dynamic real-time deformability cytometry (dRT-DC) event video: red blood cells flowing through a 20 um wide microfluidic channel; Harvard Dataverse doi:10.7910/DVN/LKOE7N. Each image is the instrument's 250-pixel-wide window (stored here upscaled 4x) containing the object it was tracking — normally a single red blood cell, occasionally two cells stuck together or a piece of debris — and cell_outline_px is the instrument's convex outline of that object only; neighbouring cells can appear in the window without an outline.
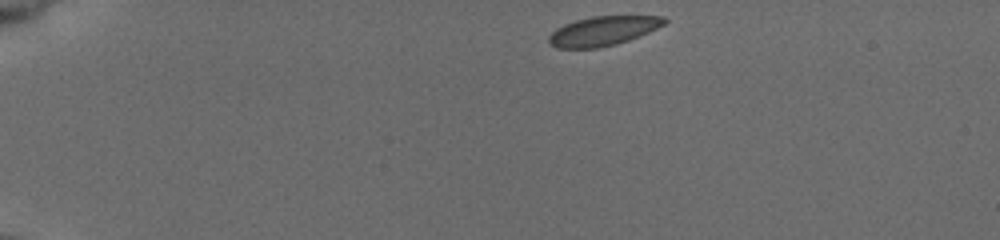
{"species": "common noctule bat (a hibernating species)", "species_latin": "Nyctalus noctula", "temperature_condition": "cold", "stored_images_in_passage": 9, "camera_frame_rate_fps": 3000, "um_per_image_px": 0.085, "animal": {"sex": "female", "body_mass_g": 19.5, "forearm_length_mm": 54.1}, "frame": {"image": 1, "passage_image": 1, "time_ms": 0.0, "image_size_px": [1000, 240], "cell_outline_px": [[668, 20], [664, 24], [648, 32], [628, 40], [616, 44], [600, 48], [556, 48], [548, 44], [548, 36], [556, 28], [564, 24], [576, 20], [592, 16], [664, 16]], "centroid_in_image_um": [51.21, 2.63], "position_along_channel_um": 33.8, "area_um2": 19.77}}
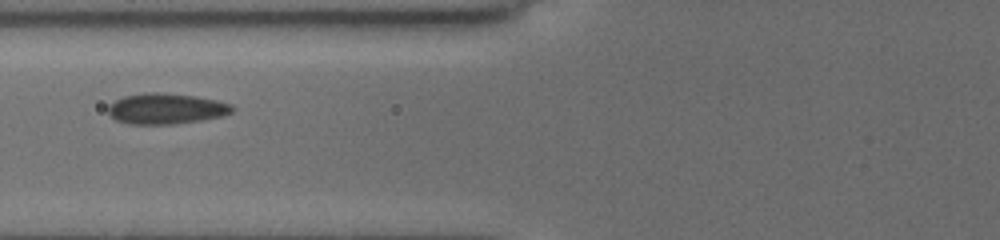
{"frame": {"image": 2, "passage_image": 7, "time_ms": 4.333, "image_size_px": [1000, 240], "cell_outline_px": [[236, 108], [232, 112], [224, 116], [200, 120], [172, 124], [128, 124], [116, 120], [108, 112], [108, 104], [124, 96], [144, 92], [164, 92], [196, 96], [216, 100], [232, 104]], "centroid_in_image_um": [14.13, 9.23], "position_along_channel_um": 111.7, "area_um2": 22.43}}
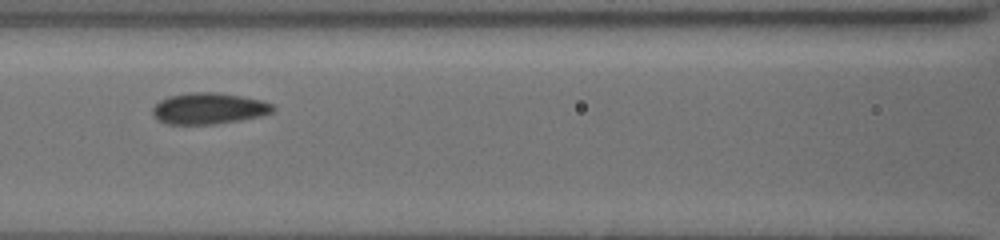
{"frame": {"image": 3, "passage_image": 8, "time_ms": 5.333, "image_size_px": [1000, 240], "cell_outline_px": [[276, 108], [272, 112], [260, 116], [240, 120], [216, 124], [168, 124], [156, 120], [152, 112], [152, 108], [160, 100], [168, 96], [192, 92], [220, 92], [264, 100], [272, 104]], "centroid_in_image_um": [17.75, 9.21], "position_along_channel_um": 148.8, "area_um2": 22.14}}